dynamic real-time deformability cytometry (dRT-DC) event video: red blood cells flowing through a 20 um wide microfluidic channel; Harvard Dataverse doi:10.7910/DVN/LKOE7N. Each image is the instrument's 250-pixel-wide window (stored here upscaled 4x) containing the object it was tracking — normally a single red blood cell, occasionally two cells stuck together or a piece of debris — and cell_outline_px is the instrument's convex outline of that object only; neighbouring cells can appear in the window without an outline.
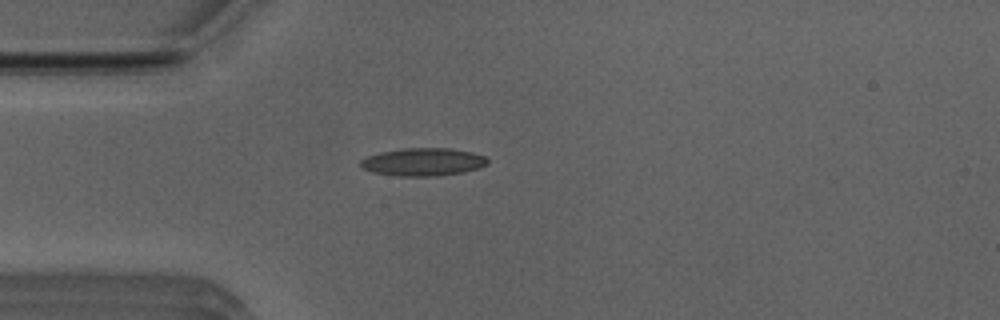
{"species": "Egyptian fruit bat (a non-hibernating species)", "species_latin": "Rousettus aegyptiacus", "temperature_condition": "room temperature", "stored_images_in_passage": 38, "camera_frame_rate_fps": 3000, "um_per_image_px": 0.085, "animal": {"sex": "male"}, "frame": {"image": 1, "passage_image": 1, "time_ms": 0.0, "image_size_px": [1000, 320], "cell_outline_px": [[488, 160], [480, 168], [464, 172], [436, 176], [396, 176], [372, 172], [360, 168], [360, 160], [368, 156], [380, 152], [404, 148], [448, 148], [472, 152], [484, 156]], "centroid_in_image_um": [35.92, 13.77], "position_along_channel_um": 49.1, "area_um2": 20.63}}
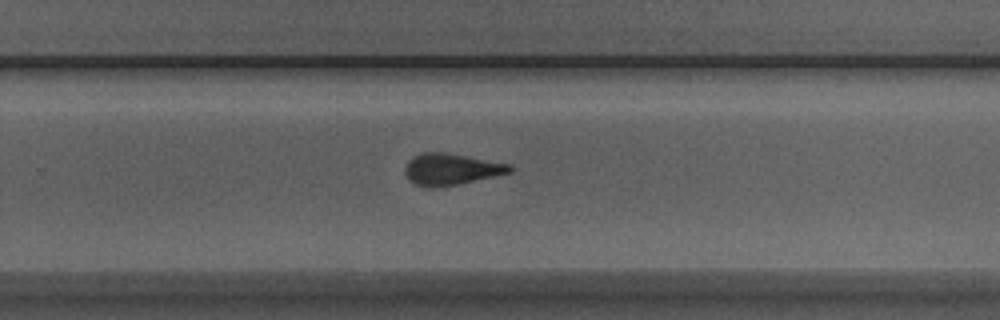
{"frame": {"image": 2, "passage_image": 20, "time_ms": 6.333, "image_size_px": [1000, 320], "cell_outline_px": [[512, 172], [456, 184], [432, 188], [416, 184], [404, 172], [404, 168], [408, 160], [412, 156], [424, 152], [444, 152], [512, 164]], "centroid_in_image_um": [38.34, 14.36], "position_along_channel_um": 291.5, "area_um2": 18.96}}
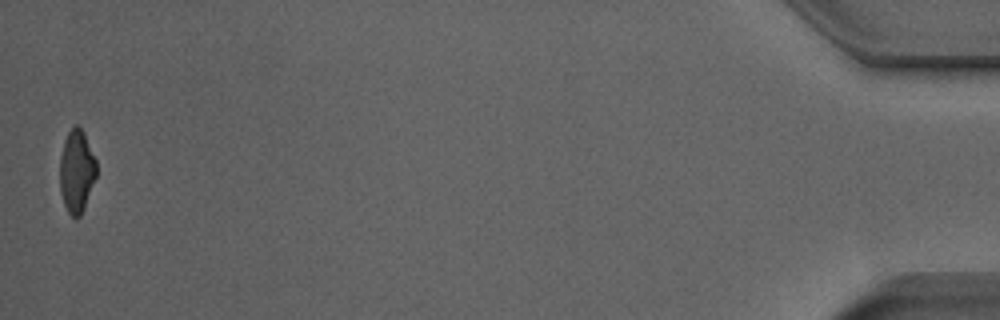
{"frame": {"image": 3, "passage_image": 38, "time_ms": 12.333, "image_size_px": [1000, 320], "cell_outline_px": [[96, 176], [84, 208], [80, 216], [72, 216], [68, 212], [64, 204], [60, 192], [60, 156], [64, 140], [68, 132], [76, 124], [84, 132], [96, 160]], "centroid_in_image_um": [6.51, 14.54], "position_along_channel_um": 428.7, "area_um2": 17.51}, "authors_computed_cell_mechanics": {"area_um2": 19.0162, "velocity_mm_per_s": 3.9814, "shape_relaxation_time_tau1_ms": null, "shape_relaxation_time_tau2_ms": 1.8397, "deformation_change_tau1": null, "deformation_change_tau2": 0.107}}